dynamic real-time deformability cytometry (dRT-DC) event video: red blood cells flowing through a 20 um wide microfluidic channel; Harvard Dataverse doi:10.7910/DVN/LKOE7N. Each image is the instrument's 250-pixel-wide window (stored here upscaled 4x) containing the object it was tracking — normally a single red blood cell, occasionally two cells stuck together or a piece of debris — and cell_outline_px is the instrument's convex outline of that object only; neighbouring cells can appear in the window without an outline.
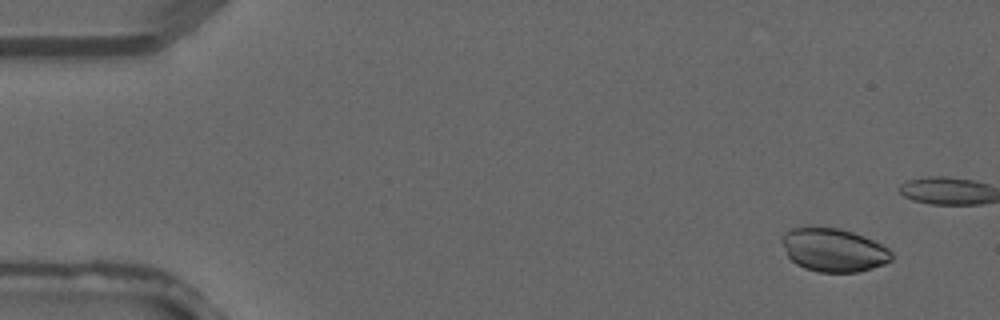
{"species": "common noctule bat (a hibernating species)", "species_latin": "Nyctalus noctula", "temperature_condition": "warm", "stored_images_in_passage": 4, "camera_frame_rate_fps": 3000, "um_per_image_px": 0.085, "animal": {"sex": "male", "forearm_length_mm": 52.5}, "frame": {"image": 1, "passage_image": 1, "time_ms": 0.0, "image_size_px": [1000, 320], "cell_outline_px": [[892, 260], [884, 264], [860, 272], [820, 272], [804, 268], [796, 264], [788, 256], [780, 240], [784, 232], [792, 228], [808, 224], [840, 228], [864, 236], [888, 248], [892, 252]], "centroid_in_image_um": [70.81, 21.21], "position_along_channel_um": 14.2, "area_um2": 28.26}}